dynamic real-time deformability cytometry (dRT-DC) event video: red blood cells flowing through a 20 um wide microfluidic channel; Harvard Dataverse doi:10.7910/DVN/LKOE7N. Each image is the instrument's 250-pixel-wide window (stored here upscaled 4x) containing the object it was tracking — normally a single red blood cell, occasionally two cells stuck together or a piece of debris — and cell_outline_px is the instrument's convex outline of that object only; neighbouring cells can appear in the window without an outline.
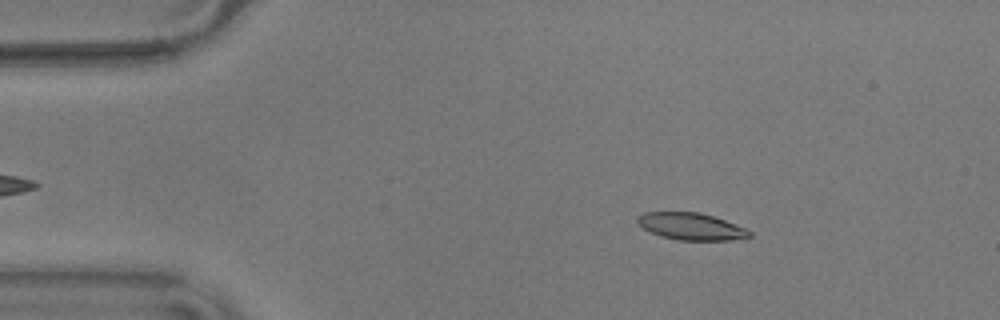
{"species": "common noctule bat (a hibernating species)", "species_latin": "Nyctalus noctula", "temperature_condition": "warm", "stored_images_in_passage": 55, "camera_frame_rate_fps": 3000, "um_per_image_px": 0.085, "animal": {"sex": "male", "body_mass_g": 17.9}, "frame": {"image": 1, "passage_image": 8, "time_ms": 2.333, "image_size_px": [1000, 320], "cell_outline_px": [[752, 236], [728, 240], [680, 240], [660, 236], [636, 224], [636, 220], [644, 212], [700, 212], [724, 220], [744, 228], [752, 232]], "centroid_in_image_um": [58.72, 19.24], "position_along_channel_um": 26.3, "area_um2": 17.4}}
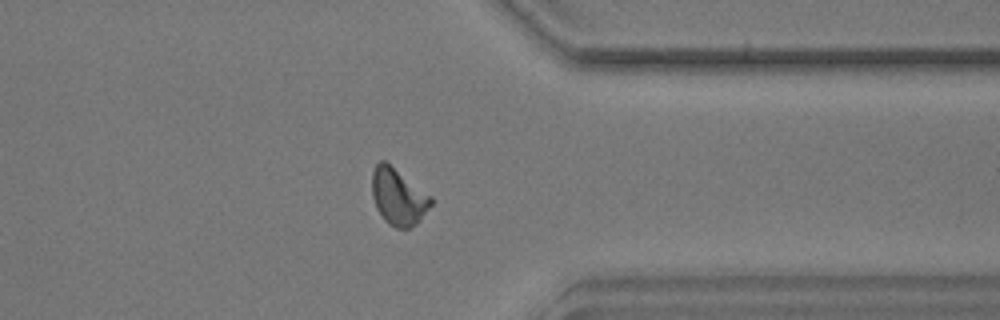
{"frame": {"image": 2, "passage_image": 43, "time_ms": 14.0, "image_size_px": [1000, 320], "cell_outline_px": [[432, 204], [416, 224], [408, 228], [396, 228], [388, 224], [384, 220], [376, 208], [372, 196], [372, 172], [376, 164], [380, 160], [384, 160], [432, 196]], "centroid_in_image_um": [33.84, 16.73], "position_along_channel_um": 377.6, "area_um2": 19.36}}
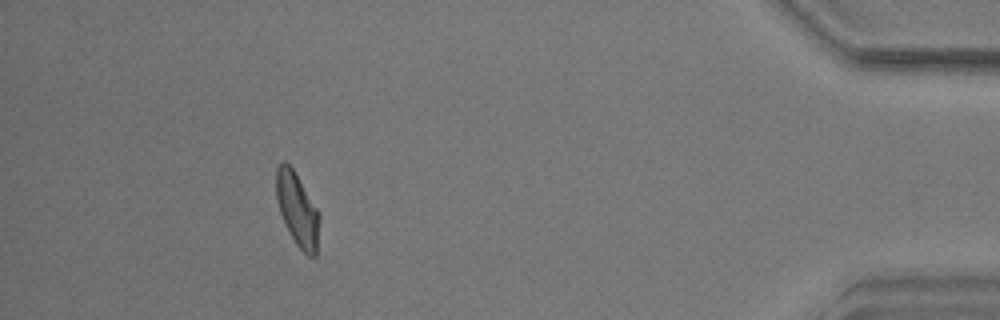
{"frame": {"image": 3, "passage_image": 50, "time_ms": 16.333, "image_size_px": [1000, 320], "cell_outline_px": [[320, 220], [316, 256], [308, 256], [296, 244], [284, 224], [276, 200], [276, 168], [280, 160], [284, 160], [292, 168], [316, 208], [320, 216]], "centroid_in_image_um": [25.25, 17.8], "position_along_channel_um": 409.9, "area_um2": 18.32}, "authors_computed_cell_mechanics": {"area_um2": 18.3226, "velocity_mm_per_s": 3.5874, "shape_relaxation_time_tau1_ms": 4.2119, "shape_relaxation_time_tau2_ms": 2.2366, "deformation_change_tau1": 0.1609, "deformation_change_tau2": 0.0885}}